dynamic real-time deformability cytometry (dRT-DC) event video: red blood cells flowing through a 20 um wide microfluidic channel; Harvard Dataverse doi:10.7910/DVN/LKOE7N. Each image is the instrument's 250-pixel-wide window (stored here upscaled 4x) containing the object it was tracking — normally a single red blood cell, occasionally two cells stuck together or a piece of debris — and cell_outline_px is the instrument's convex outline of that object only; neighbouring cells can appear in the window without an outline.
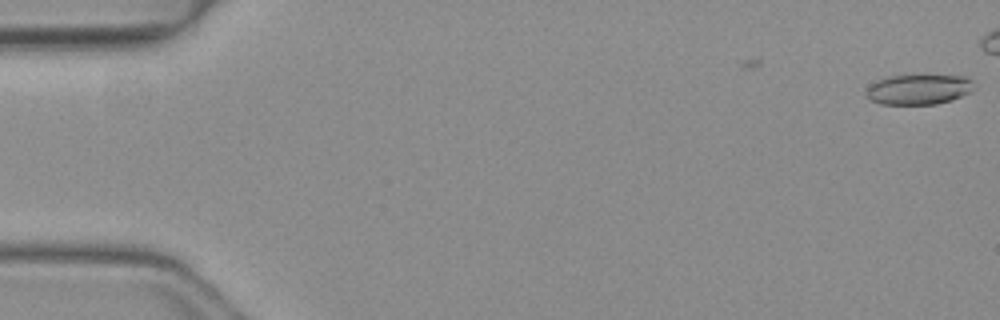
{"species": "common noctule bat (a hibernating species)", "species_latin": "Nyctalus noctula", "temperature_condition": "warm", "stored_images_in_passage": 11, "camera_frame_rate_fps": 3000, "um_per_image_px": 0.085, "animal": {"sex": "female", "body_mass_g": 19.3, "forearm_length_mm": 54.1}, "frame": {"image": 1, "passage_image": 1, "time_ms": 0.0, "image_size_px": [1000, 320], "cell_outline_px": [[972, 92], [952, 100], [936, 104], [880, 104], [872, 100], [864, 92], [872, 84], [880, 80], [892, 76], [964, 76], [972, 80]], "centroid_in_image_um": [78.12, 7.62], "position_along_channel_um": 6.9, "area_um2": 18.55}}